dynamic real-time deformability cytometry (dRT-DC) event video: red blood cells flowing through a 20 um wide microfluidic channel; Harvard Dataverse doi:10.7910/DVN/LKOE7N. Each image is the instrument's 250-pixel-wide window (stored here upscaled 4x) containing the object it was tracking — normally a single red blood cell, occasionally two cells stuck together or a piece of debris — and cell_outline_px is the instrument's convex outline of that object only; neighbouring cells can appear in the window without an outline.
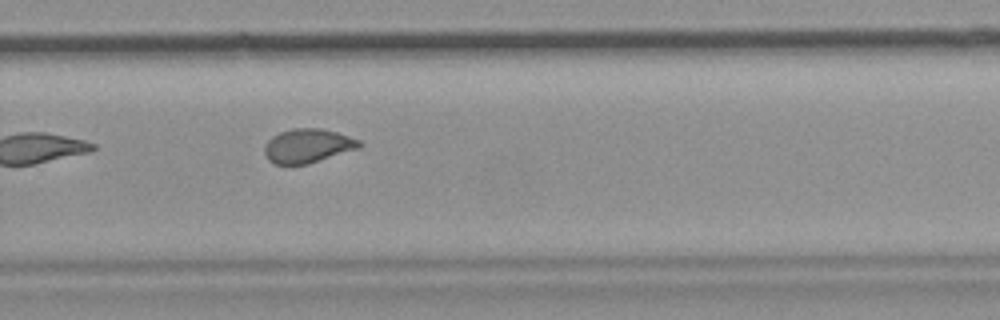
{"species": "common noctule bat (a hibernating species)", "species_latin": "Nyctalus noctula", "temperature_condition": "room temperature", "stored_images_in_passage": 7, "camera_frame_rate_fps": 3000, "um_per_image_px": 0.085, "animal": {"sex": "female", "body_mass_g": 19.9}, "frame": {"image": 1, "passage_image": 7, "time_ms": 7.0, "image_size_px": [1000, 320], "cell_outline_px": [[364, 144], [360, 148], [308, 164], [276, 164], [268, 160], [264, 152], [264, 144], [272, 136], [280, 132], [292, 128], [320, 128], [336, 132], [360, 140]], "centroid_in_image_um": [26.16, 12.39], "position_along_channel_um": 303.6, "area_um2": 18.9}}